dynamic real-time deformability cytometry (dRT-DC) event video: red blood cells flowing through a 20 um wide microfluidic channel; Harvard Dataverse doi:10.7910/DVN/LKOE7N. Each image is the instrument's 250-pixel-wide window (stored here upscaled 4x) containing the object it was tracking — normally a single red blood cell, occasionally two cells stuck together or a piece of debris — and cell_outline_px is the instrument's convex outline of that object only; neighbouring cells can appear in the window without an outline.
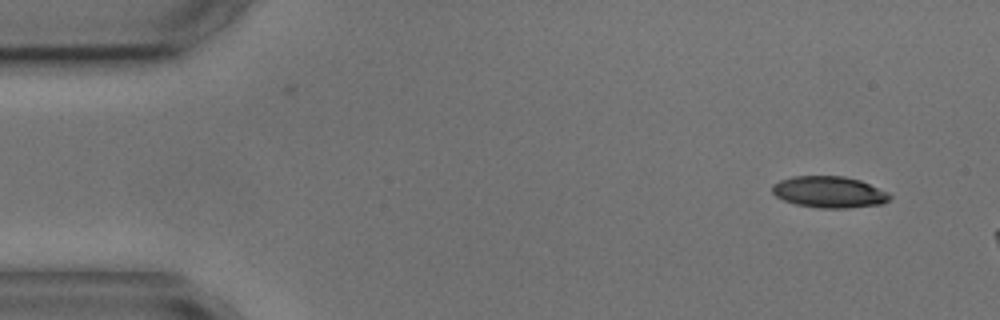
{"species": "common noctule bat (a hibernating species)", "species_latin": "Nyctalus noctula", "temperature_condition": "cold", "stored_images_in_passage": 2, "camera_frame_rate_fps": 3000, "um_per_image_px": 0.085, "animal": {"sex": "male", "body_mass_g": 17.9, "forearm_length_mm": 54.2}, "frame": {"image": 1, "passage_image": 2, "time_ms": 1.333, "image_size_px": [1000, 320], "cell_outline_px": [[892, 196], [884, 204], [848, 208], [820, 208], [796, 204], [784, 200], [776, 196], [772, 192], [772, 184], [780, 180], [792, 176], [844, 176], [860, 180], [888, 192]], "centroid_in_image_um": [70.49, 16.32], "position_along_channel_um": 14.5, "area_um2": 21.62}}